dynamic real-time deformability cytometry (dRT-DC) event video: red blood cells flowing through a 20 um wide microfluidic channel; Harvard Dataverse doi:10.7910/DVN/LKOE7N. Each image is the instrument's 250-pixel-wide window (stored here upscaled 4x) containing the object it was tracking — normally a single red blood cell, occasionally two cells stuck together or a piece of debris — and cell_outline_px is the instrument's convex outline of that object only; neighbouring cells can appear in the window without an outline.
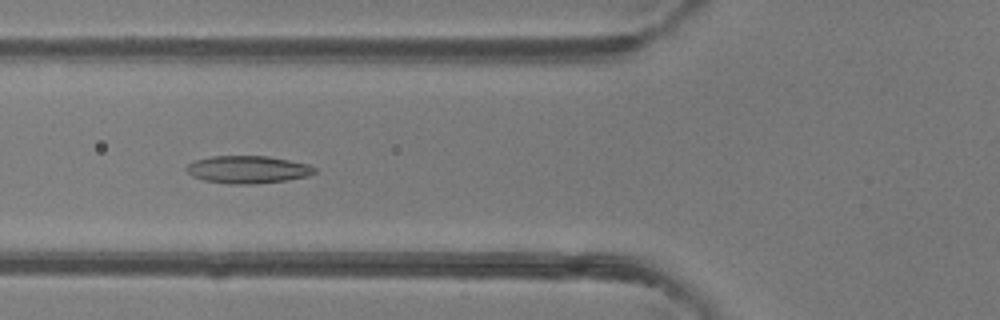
{"species": "common noctule bat (a hibernating species)", "species_latin": "Nyctalus noctula", "temperature_condition": "room temperature", "stored_images_in_passage": 5, "camera_frame_rate_fps": 3000, "um_per_image_px": 0.085, "animal": {"sex": "female"}, "frame": {"image": 1, "passage_image": 2, "time_ms": 1.0, "image_size_px": [1000, 320], "cell_outline_px": [[316, 172], [308, 176], [284, 180], [256, 184], [228, 184], [204, 180], [192, 176], [184, 168], [188, 164], [196, 160], [212, 156], [268, 156], [308, 164], [316, 168]], "centroid_in_image_um": [21.05, 14.41], "position_along_channel_um": 104.8, "area_um2": 20.52}}
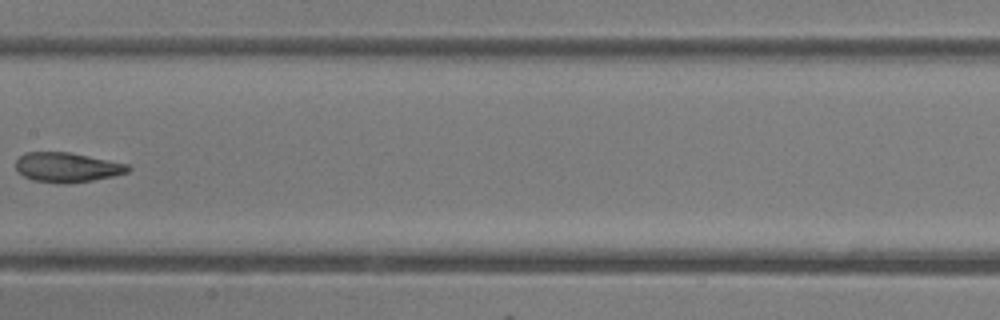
{"frame": {"image": 2, "passage_image": 4, "time_ms": 3.333, "image_size_px": [1000, 320], "cell_outline_px": [[132, 168], [128, 172], [112, 176], [92, 180], [68, 184], [60, 184], [32, 180], [16, 172], [16, 160], [20, 156], [28, 152], [68, 152], [128, 164]], "centroid_in_image_um": [5.68, 14.23], "position_along_channel_um": 201.7, "area_um2": 19.42}}
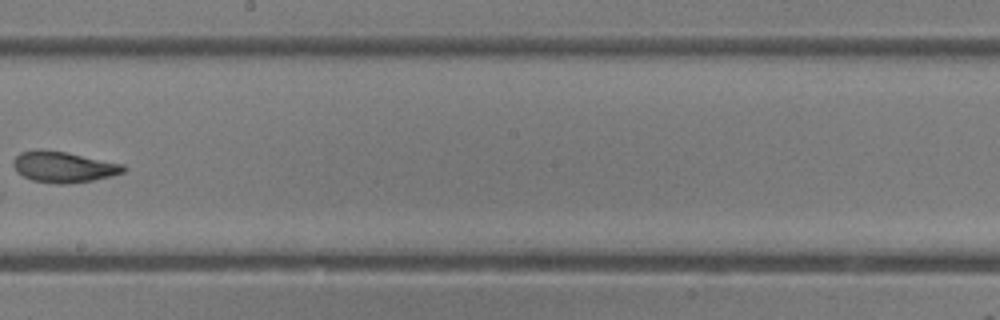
{"frame": {"image": 3, "passage_image": 5, "time_ms": 4.333, "image_size_px": [1000, 320], "cell_outline_px": [[128, 168], [124, 172], [92, 180], [68, 184], [56, 184], [32, 180], [16, 172], [12, 164], [12, 160], [20, 152], [64, 152], [124, 164]], "centroid_in_image_um": [5.42, 14.23], "position_along_channel_um": 242.8, "area_um2": 19.25}}